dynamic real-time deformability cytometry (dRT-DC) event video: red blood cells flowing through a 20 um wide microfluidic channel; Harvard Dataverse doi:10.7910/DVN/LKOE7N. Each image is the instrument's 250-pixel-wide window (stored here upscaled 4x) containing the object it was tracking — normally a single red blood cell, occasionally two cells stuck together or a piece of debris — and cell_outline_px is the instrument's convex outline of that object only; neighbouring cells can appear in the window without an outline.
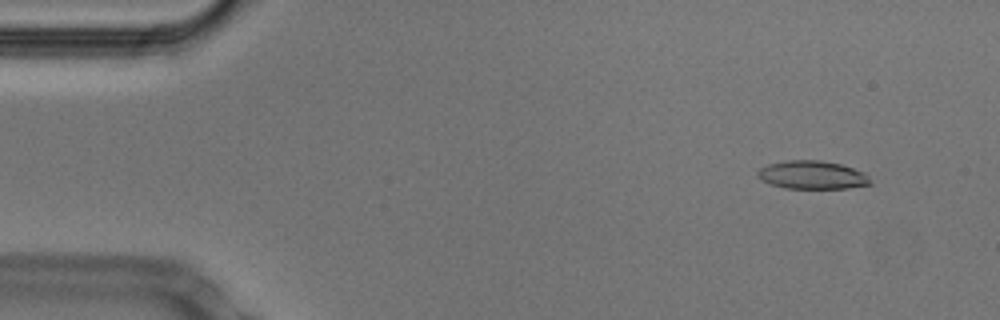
{"species": "Egyptian fruit bat (a non-hibernating species)", "species_latin": "Rousettus aegyptiacus", "temperature_condition": "cold", "stored_images_in_passage": 53, "camera_frame_rate_fps": 3000, "um_per_image_px": 0.085, "animal": {"sex": "male"}, "frame": {"image": 1, "passage_image": 5, "time_ms": 1.333, "image_size_px": [1000, 320], "cell_outline_px": [[872, 184], [848, 188], [784, 188], [760, 180], [756, 176], [756, 172], [760, 168], [768, 164], [788, 160], [820, 160], [840, 164], [864, 172], [868, 176]], "centroid_in_image_um": [69.01, 14.87], "position_along_channel_um": 16.0, "area_um2": 18.55}}
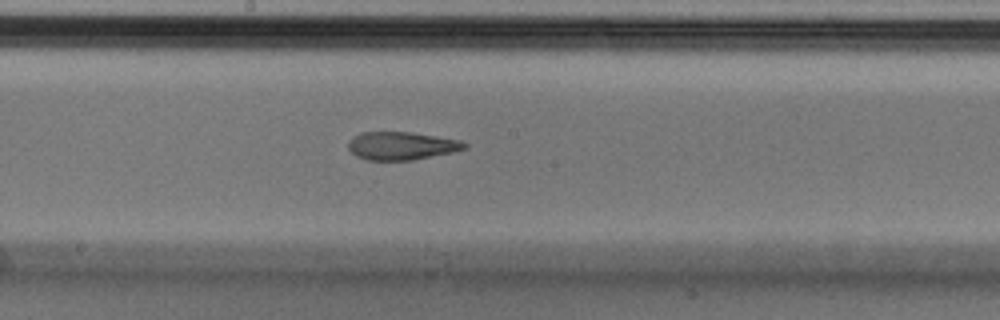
{"frame": {"image": 2, "passage_image": 28, "time_ms": 9.0, "image_size_px": [1000, 320], "cell_outline_px": [[468, 148], [452, 152], [412, 160], [368, 160], [356, 156], [348, 148], [348, 140], [352, 136], [360, 132], [412, 132], [460, 140], [468, 144]], "centroid_in_image_um": [34.11, 12.38], "position_along_channel_um": 214.1, "area_um2": 19.07}}
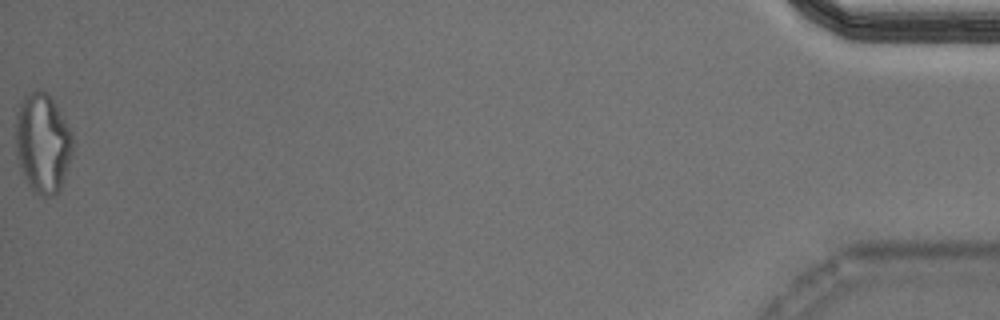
{"frame": {"image": 3, "passage_image": 53, "time_ms": 17.333, "image_size_px": [1000, 320], "cell_outline_px": [[72, 152], [68, 168], [60, 188], [56, 192], [48, 196], [44, 196], [32, 192], [16, 160], [16, 112], [24, 96], [40, 88], [48, 92], [64, 116], [72, 132]], "centroid_in_image_um": [3.62, 12.13], "position_along_channel_um": 431.6, "area_um2": 33.41}, "authors_computed_cell_mechanics": {"area_um2": 19.8832, "velocity_mm_per_s": 3.8064, "shape_relaxation_time_tau1_ms": null, "shape_relaxation_time_tau2_ms": 3.0535, "deformation_change_tau1": null, "deformation_change_tau2": 0.1262}}